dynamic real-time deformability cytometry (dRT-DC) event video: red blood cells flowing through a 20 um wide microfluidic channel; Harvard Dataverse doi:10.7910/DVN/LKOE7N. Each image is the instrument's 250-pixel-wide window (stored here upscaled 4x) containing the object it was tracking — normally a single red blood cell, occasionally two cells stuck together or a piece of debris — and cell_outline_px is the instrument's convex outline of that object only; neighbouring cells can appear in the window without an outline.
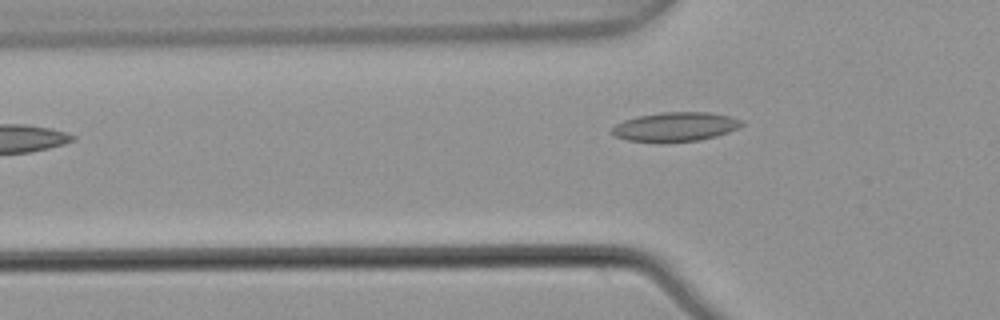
{"species": "common noctule bat (a hibernating species)", "species_latin": "Nyctalus noctula", "temperature_condition": "warm", "stored_images_in_passage": 5, "camera_frame_rate_fps": 3000, "um_per_image_px": 0.085, "animal": {"sex": "male", "body_mass_g": 21.5, "forearm_length_mm": 52.0}, "frame": {"image": 1, "passage_image": 5, "time_ms": 1.333, "image_size_px": [1000, 320], "cell_outline_px": [[744, 124], [740, 128], [716, 136], [700, 140], [664, 144], [656, 144], [628, 140], [616, 136], [612, 132], [612, 128], [616, 124], [624, 120], [640, 116], [660, 112], [708, 112], [728, 116], [744, 120]], "centroid_in_image_um": [57.42, 10.8], "position_along_channel_um": 68.4, "area_um2": 22.54}}